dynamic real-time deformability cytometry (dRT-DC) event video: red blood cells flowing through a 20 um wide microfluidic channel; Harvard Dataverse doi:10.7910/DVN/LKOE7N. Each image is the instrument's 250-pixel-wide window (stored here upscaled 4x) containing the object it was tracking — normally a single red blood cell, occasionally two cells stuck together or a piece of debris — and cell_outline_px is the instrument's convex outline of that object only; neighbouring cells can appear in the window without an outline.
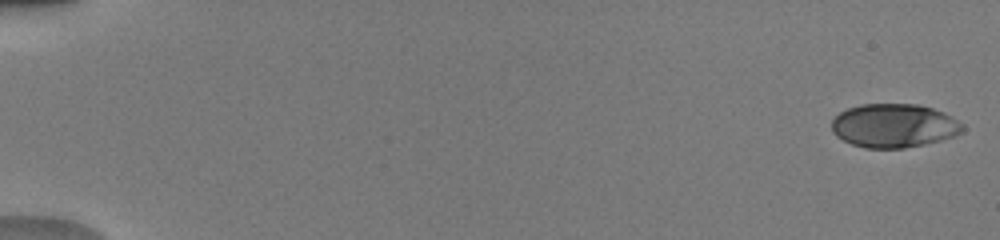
{"species": "human", "species_latin": "Homo sapiens", "temperature_condition": "warm", "stored_images_in_passage": 16, "camera_frame_rate_fps": 3000, "um_per_image_px": 0.085, "donor": {"sex": "male"}, "frame": {"image": 1, "passage_image": 1, "time_ms": 0.0, "image_size_px": [1000, 240], "cell_outline_px": [[964, 128], [956, 136], [924, 144], [904, 148], [864, 148], [852, 144], [836, 136], [832, 132], [832, 120], [840, 112], [848, 108], [860, 104], [920, 104], [944, 112], [952, 116], [964, 124]], "centroid_in_image_um": [76.0, 10.67], "position_along_channel_um": 9.0, "area_um2": 33.52}}
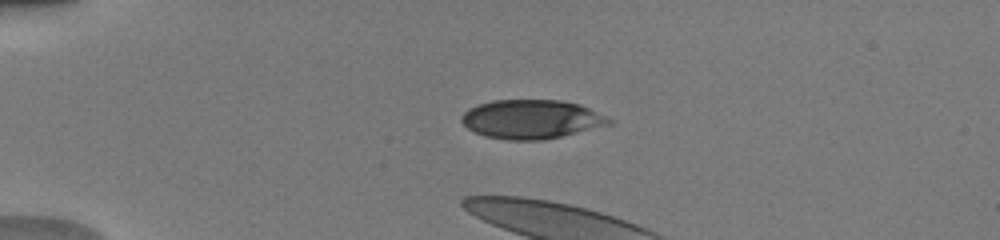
{"frame": {"image": 2, "passage_image": 13, "time_ms": 4.0, "image_size_px": [1000, 240], "cell_outline_px": [[612, 124], [544, 140], [508, 140], [484, 136], [468, 128], [460, 120], [460, 116], [468, 108], [476, 104], [492, 100], [560, 100], [580, 104], [612, 120]], "centroid_in_image_um": [45.12, 10.13], "position_along_channel_um": 39.9, "area_um2": 33.47}}